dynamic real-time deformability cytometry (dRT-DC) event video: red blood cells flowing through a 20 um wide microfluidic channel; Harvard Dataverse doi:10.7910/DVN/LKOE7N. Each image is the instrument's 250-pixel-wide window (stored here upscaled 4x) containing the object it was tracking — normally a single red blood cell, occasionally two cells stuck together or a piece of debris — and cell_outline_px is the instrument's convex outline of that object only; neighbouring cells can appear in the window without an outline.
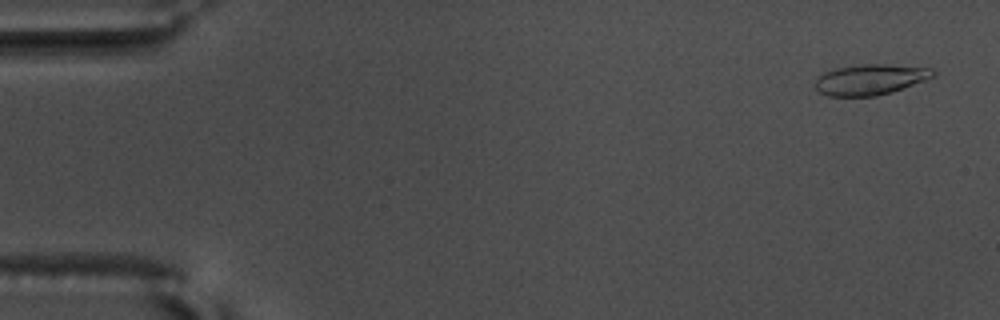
{"species": "common noctule bat (a hibernating species)", "species_latin": "Nyctalus noctula", "temperature_condition": "warm", "stored_images_in_passage": 54, "camera_frame_rate_fps": 3000, "um_per_image_px": 0.085, "animal": {"sex": "male", "body_mass_g": 17.5, "forearm_length_mm": 52.3}, "frame": {"image": 1, "passage_image": 1, "time_ms": 0.0, "image_size_px": [1000, 320], "cell_outline_px": [[936, 72], [932, 76], [924, 80], [892, 92], [876, 96], [828, 96], [820, 92], [816, 88], [816, 80], [824, 72], [836, 68], [864, 64], [888, 64], [932, 68]], "centroid_in_image_um": [73.97, 6.76], "position_along_channel_um": 11.0, "area_um2": 20.81}}
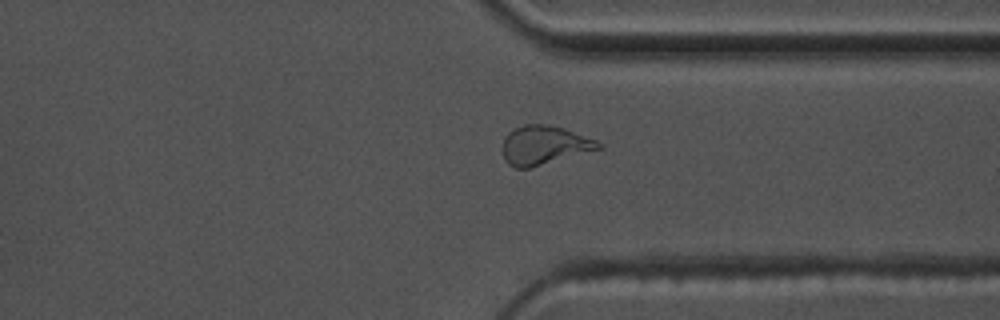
{"frame": {"image": 2, "passage_image": 41, "time_ms": 13.333, "image_size_px": [1000, 320], "cell_outline_px": [[604, 148], [528, 168], [516, 168], [508, 164], [504, 160], [504, 140], [508, 132], [524, 124], [544, 124], [564, 128], [596, 140], [604, 144]], "centroid_in_image_um": [46.29, 12.34], "position_along_channel_um": 365.1, "area_um2": 21.56}}
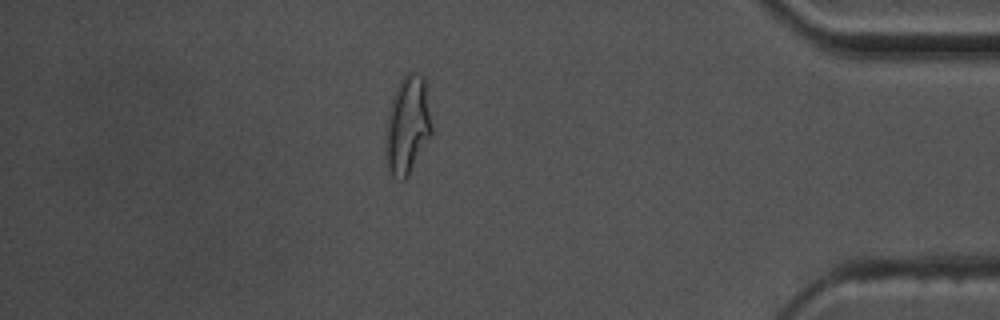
{"frame": {"image": 3, "passage_image": 47, "time_ms": 15.333, "image_size_px": [1000, 320], "cell_outline_px": [[432, 136], [408, 176], [404, 180], [400, 180], [392, 176], [388, 168], [384, 156], [384, 148], [388, 116], [392, 96], [400, 80], [408, 72], [416, 72], [424, 76], [432, 128]], "centroid_in_image_um": [34.63, 10.68], "position_along_channel_um": 400.6, "area_um2": 26.65}, "authors_computed_cell_mechanics": {"area_um2": 20.6635, "velocity_mm_per_s": 3.6624, "shape_relaxation_time_tau1_ms": null, "shape_relaxation_time_tau2_ms": 1.2229, "deformation_change_tau1": null, "deformation_change_tau2": 0.0917}}